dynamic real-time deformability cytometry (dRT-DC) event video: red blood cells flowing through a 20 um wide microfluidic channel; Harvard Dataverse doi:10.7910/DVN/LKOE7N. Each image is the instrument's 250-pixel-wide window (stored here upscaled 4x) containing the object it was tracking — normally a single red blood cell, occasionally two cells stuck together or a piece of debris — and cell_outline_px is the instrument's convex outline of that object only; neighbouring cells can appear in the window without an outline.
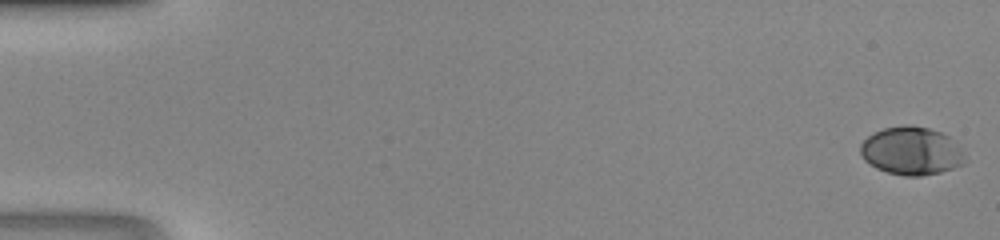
{"species": "human", "species_latin": "Homo sapiens", "temperature_condition": "room temperature", "stored_images_in_passage": 48, "camera_frame_rate_fps": 3000, "um_per_image_px": 0.085, "donor": {"sex": "male"}, "frame": {"image": 1, "passage_image": 1, "time_ms": 0.0, "image_size_px": [1000, 240], "cell_outline_px": [[964, 164], [940, 172], [920, 176], [904, 176], [888, 172], [876, 168], [864, 160], [860, 152], [860, 144], [872, 132], [884, 128], [904, 124], [908, 124], [928, 128], [940, 132], [948, 136], [964, 156]], "centroid_in_image_um": [77.41, 12.82], "position_along_channel_um": 7.6, "area_um2": 29.07}}
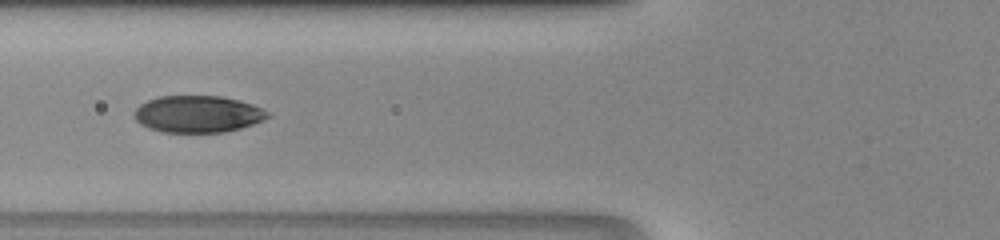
{"frame": {"image": 2, "passage_image": 20, "time_ms": 6.333, "image_size_px": [1000, 240], "cell_outline_px": [[272, 116], [264, 120], [240, 128], [224, 132], [164, 132], [148, 128], [140, 124], [132, 116], [136, 108], [140, 104], [148, 100], [160, 96], [220, 96], [240, 100], [252, 104], [272, 112]], "centroid_in_image_um": [16.83, 9.69], "position_along_channel_um": 109.0, "area_um2": 28.9}}
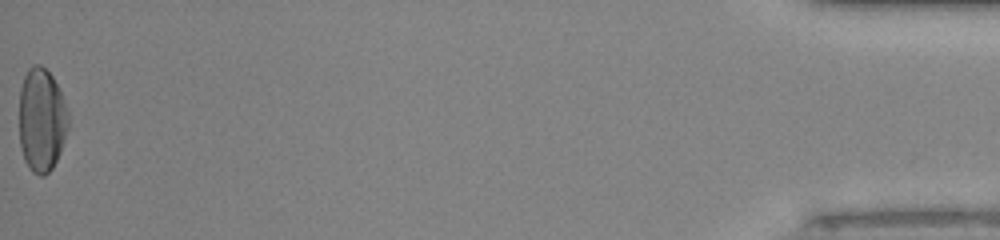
{"frame": {"image": 3, "passage_image": 48, "time_ms": 15.667, "image_size_px": [1000, 240], "cell_outline_px": [[68, 128], [60, 152], [52, 168], [44, 176], [40, 176], [32, 172], [28, 168], [24, 160], [20, 144], [20, 88], [24, 76], [28, 68], [32, 64], [40, 64], [52, 76], [60, 92], [68, 112]], "centroid_in_image_um": [3.53, 10.21], "position_along_channel_um": 431.7, "area_um2": 29.59}}